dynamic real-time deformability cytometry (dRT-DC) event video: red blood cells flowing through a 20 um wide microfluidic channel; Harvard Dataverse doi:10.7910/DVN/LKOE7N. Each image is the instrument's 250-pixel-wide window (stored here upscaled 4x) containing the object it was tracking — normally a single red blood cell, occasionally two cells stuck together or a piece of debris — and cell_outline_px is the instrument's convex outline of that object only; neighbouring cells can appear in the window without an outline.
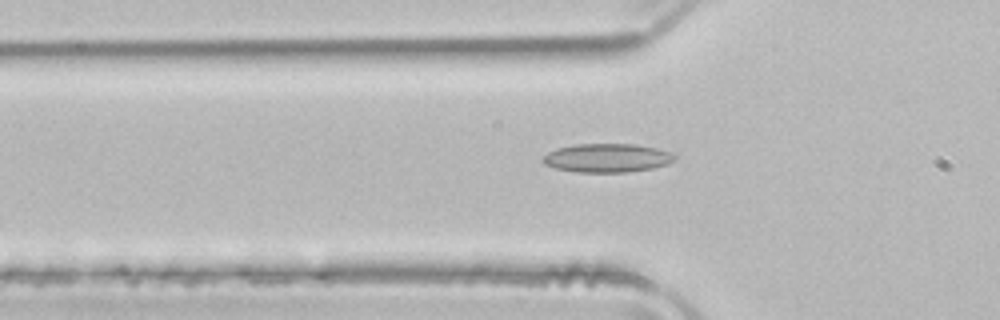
{"species": "common noctule bat (a hibernating species)", "species_latin": "Nyctalus noctula", "temperature_condition": "room temperature", "stored_images_in_passage": 27, "camera_frame_rate_fps": 3000, "um_per_image_px": 0.085, "animal": {"sex": "male", "body_mass_g": 21.5, "forearm_length_mm": 52.0}, "frame": {"image": 1, "passage_image": 9, "time_ms": 2.667, "image_size_px": [1000, 320], "cell_outline_px": [[676, 160], [668, 164], [652, 168], [628, 172], [576, 172], [556, 168], [544, 164], [540, 160], [548, 152], [556, 148], [576, 144], [636, 144], [656, 148], [672, 152], [676, 156]], "centroid_in_image_um": [51.62, 13.42], "position_along_channel_um": 74.2, "area_um2": 22.2}}
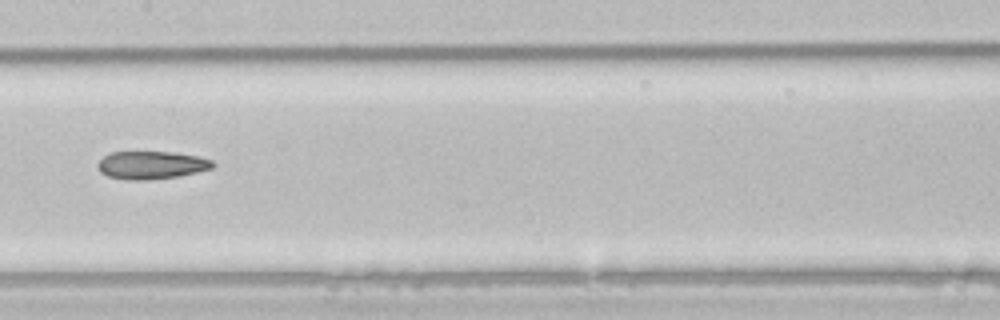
{"frame": {"image": 2, "passage_image": 18, "time_ms": 5.667, "image_size_px": [1000, 320], "cell_outline_px": [[212, 168], [180, 176], [148, 180], [128, 180], [108, 176], [100, 172], [96, 168], [96, 164], [104, 156], [112, 152], [172, 152], [200, 156], [212, 160]], "centroid_in_image_um": [12.84, 14.03], "position_along_channel_um": 194.6, "area_um2": 18.73}}
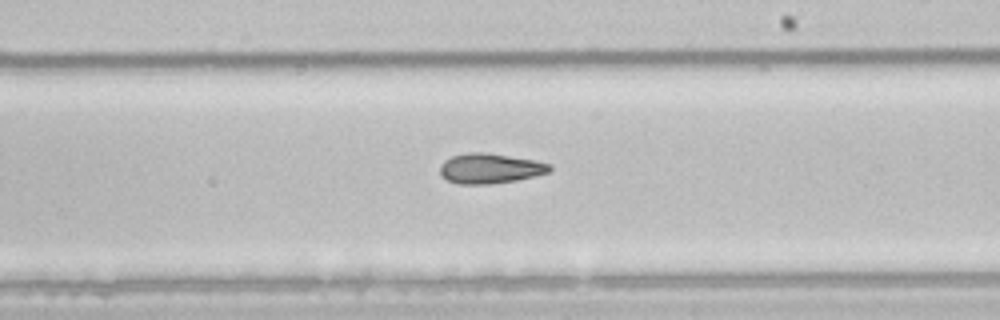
{"frame": {"image": 3, "passage_image": 22, "time_ms": 7.0, "image_size_px": [1000, 320], "cell_outline_px": [[552, 168], [548, 172], [516, 180], [488, 184], [460, 184], [448, 180], [440, 176], [440, 164], [444, 160], [452, 156], [464, 152], [484, 152], [536, 160], [548, 164]], "centroid_in_image_um": [41.59, 14.3], "position_along_channel_um": 247.4, "area_um2": 19.13}}